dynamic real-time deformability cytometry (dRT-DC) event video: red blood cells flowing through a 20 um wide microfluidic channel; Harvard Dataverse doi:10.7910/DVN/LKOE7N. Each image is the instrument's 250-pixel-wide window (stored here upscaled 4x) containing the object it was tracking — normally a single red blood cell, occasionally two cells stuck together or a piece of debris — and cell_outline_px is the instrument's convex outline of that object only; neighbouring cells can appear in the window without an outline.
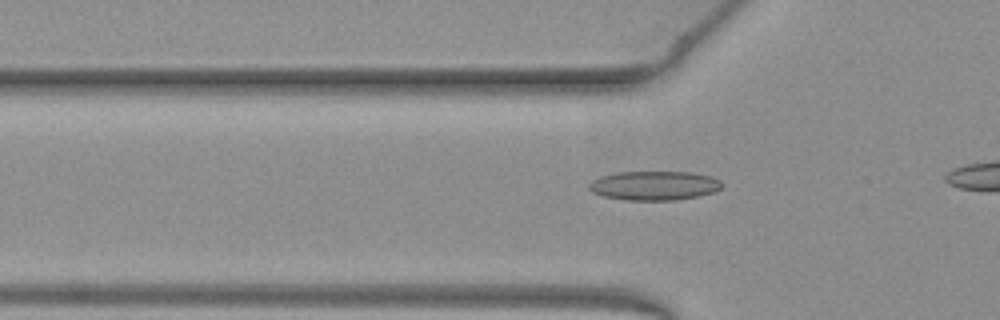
{"species": "common noctule bat (a hibernating species)", "species_latin": "Nyctalus noctula", "temperature_condition": "warm", "stored_images_in_passage": 14, "camera_frame_rate_fps": 3000, "um_per_image_px": 0.085, "animal": {"sex": "female", "body_mass_g": 19.3, "forearm_length_mm": 54.1}, "frame": {"image": 1, "passage_image": 8, "time_ms": 2.333, "image_size_px": [1000, 320], "cell_outline_px": [[724, 184], [720, 188], [712, 192], [696, 196], [676, 200], [624, 200], [604, 196], [592, 192], [588, 188], [588, 184], [592, 180], [600, 176], [616, 172], [692, 172], [712, 176], [720, 180]], "centroid_in_image_um": [55.59, 15.77], "position_along_channel_um": 70.2, "area_um2": 22.66}}
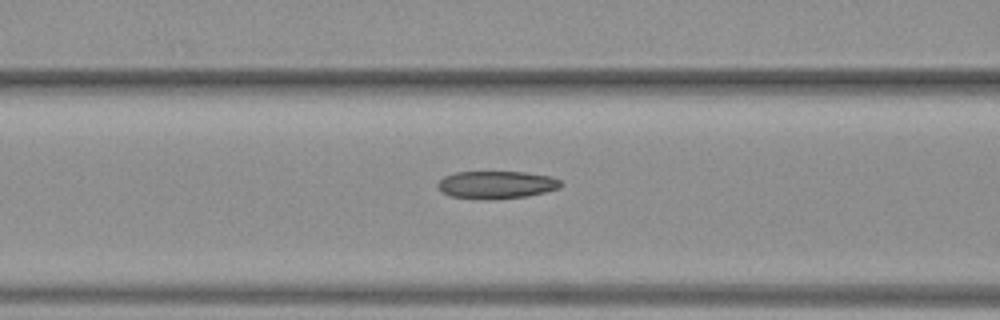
{"frame": {"image": 2, "passage_image": 12, "time_ms": 3.667, "image_size_px": [1000, 320], "cell_outline_px": [[560, 188], [528, 196], [492, 200], [484, 200], [452, 196], [440, 192], [436, 184], [444, 176], [456, 172], [528, 172], [552, 176], [560, 180]], "centroid_in_image_um": [42.18, 15.71], "position_along_channel_um": 124.4, "area_um2": 20.06}}